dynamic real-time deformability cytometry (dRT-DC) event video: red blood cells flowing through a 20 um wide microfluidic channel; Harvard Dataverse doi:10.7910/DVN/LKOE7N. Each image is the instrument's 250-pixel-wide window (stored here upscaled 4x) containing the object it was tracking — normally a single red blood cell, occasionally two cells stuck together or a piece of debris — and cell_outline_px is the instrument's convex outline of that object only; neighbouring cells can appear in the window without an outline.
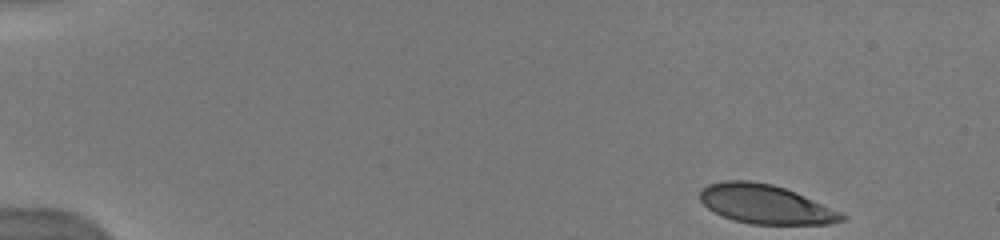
{"species": "human", "species_latin": "Homo sapiens", "temperature_condition": "warm", "stored_images_in_passage": 47, "camera_frame_rate_fps": 3000, "um_per_image_px": 0.085, "donor": {"sex": "male"}, "frame": {"image": 1, "passage_image": 1, "time_ms": 0.0, "image_size_px": [1000, 240], "cell_outline_px": [[848, 216], [844, 220], [828, 224], [752, 224], [736, 220], [724, 216], [708, 208], [700, 200], [700, 192], [708, 184], [724, 180], [748, 180], [772, 184], [784, 188], [844, 212]], "centroid_in_image_um": [65.11, 17.36], "position_along_channel_um": 19.9, "area_um2": 32.14}}
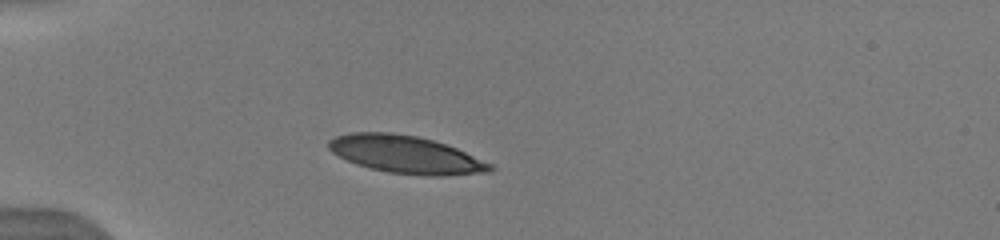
{"frame": {"image": 2, "passage_image": 13, "time_ms": 3.333, "image_size_px": [1000, 240], "cell_outline_px": [[496, 168], [488, 172], [444, 176], [424, 176], [388, 172], [356, 164], [332, 152], [328, 148], [328, 140], [336, 136], [352, 132], [392, 132], [416, 136], [432, 140], [456, 148], [492, 164]], "centroid_in_image_um": [34.5, 13.14], "position_along_channel_um": 50.5, "area_um2": 35.26}}
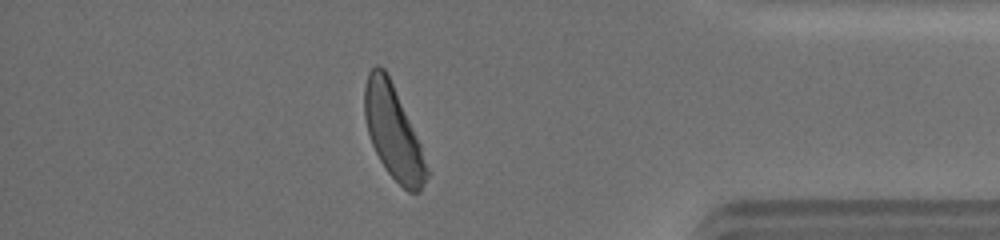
{"frame": {"image": 3, "passage_image": 43, "time_ms": 13.333, "image_size_px": [1000, 240], "cell_outline_px": [[428, 176], [420, 192], [408, 192], [388, 172], [380, 160], [372, 144], [368, 132], [364, 116], [364, 88], [368, 72], [376, 64], [380, 64], [384, 68], [392, 84], [420, 144], [428, 168]], "centroid_in_image_um": [33.4, 11.23], "position_along_channel_um": 401.8, "area_um2": 33.06}, "authors_computed_cell_mechanics": {"area_um2": 34.969, "velocity_mm_per_s": 3.9856, "shape_relaxation_time_tau1_ms": 2.1871, "shape_relaxation_time_tau2_ms": null, "deformation_change_tau1": 0.1374, "deformation_change_tau2": null}}